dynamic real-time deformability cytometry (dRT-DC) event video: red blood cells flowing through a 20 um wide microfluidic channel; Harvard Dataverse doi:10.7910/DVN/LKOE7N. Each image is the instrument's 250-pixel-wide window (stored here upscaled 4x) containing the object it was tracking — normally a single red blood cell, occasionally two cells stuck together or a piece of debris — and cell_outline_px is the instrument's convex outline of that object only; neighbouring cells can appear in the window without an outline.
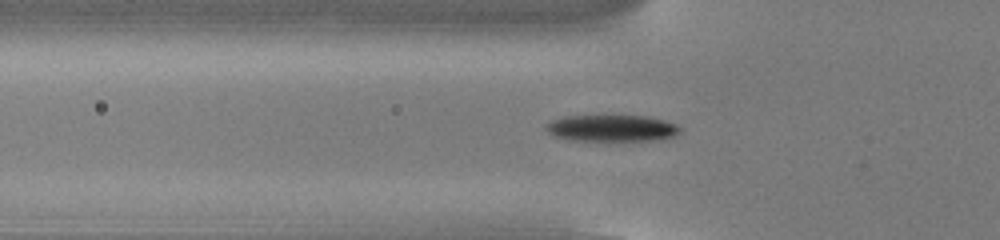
{"species": "common noctule bat (a hibernating species)", "species_latin": "Nyctalus noctula", "temperature_condition": "cold", "stored_images_in_passage": 54, "camera_frame_rate_fps": 3000, "um_per_image_px": 0.085, "animal": {"sex": "male", "body_mass_g": 13.0, "forearm_length_mm": 53.1}, "frame": {"image": 1, "passage_image": 19, "time_ms": 6.0, "image_size_px": [1000, 240], "cell_outline_px": [[680, 132], [676, 136], [652, 140], [616, 144], [568, 140], [556, 136], [548, 132], [544, 128], [552, 120], [564, 116], [644, 116], [664, 120], [676, 124], [680, 128]], "centroid_in_image_um": [52.0, 10.95], "position_along_channel_um": 73.8, "area_um2": 21.73}}
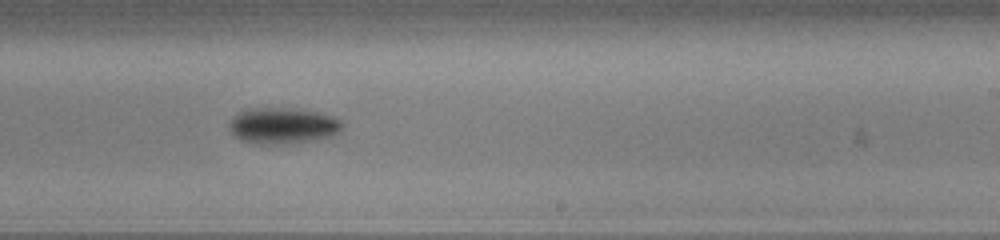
{"frame": {"image": 2, "passage_image": 34, "time_ms": 11.0, "image_size_px": [1000, 240], "cell_outline_px": [[344, 124], [340, 132], [332, 136], [316, 140], [292, 144], [256, 144], [240, 140], [228, 128], [228, 124], [240, 112], [252, 108], [292, 108], [316, 112], [332, 116], [340, 120]], "centroid_in_image_um": [24.07, 10.71], "position_along_channel_um": 264.9, "area_um2": 23.93}}
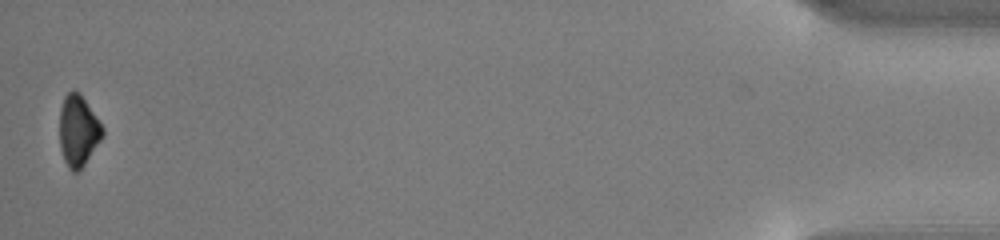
{"frame": {"image": 3, "passage_image": 54, "time_ms": 17.667, "image_size_px": [1000, 240], "cell_outline_px": [[104, 136], [84, 164], [76, 172], [72, 172], [68, 168], [64, 160], [60, 148], [60, 108], [64, 96], [72, 88], [80, 92], [104, 128]], "centroid_in_image_um": [6.65, 11.08], "position_along_channel_um": 428.6, "area_um2": 17.92}, "authors_computed_cell_mechanics": {"area_um2": 20.4323, "velocity_mm_per_s": 3.8196, "shape_relaxation_time_tau1_ms": 2.4288, "shape_relaxation_time_tau2_ms": null, "deformation_change_tau1": 0.1183, "deformation_change_tau2": null}}